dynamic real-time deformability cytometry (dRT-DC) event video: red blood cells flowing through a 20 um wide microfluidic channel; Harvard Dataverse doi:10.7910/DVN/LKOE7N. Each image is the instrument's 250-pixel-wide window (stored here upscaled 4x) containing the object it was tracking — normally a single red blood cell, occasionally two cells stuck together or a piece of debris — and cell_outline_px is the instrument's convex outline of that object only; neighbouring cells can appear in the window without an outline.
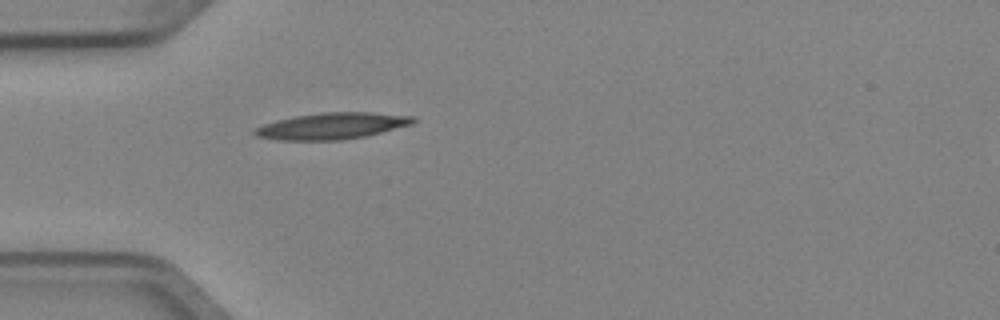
{"species": "Egyptian fruit bat (a non-hibernating species)", "species_latin": "Rousettus aegyptiacus", "temperature_condition": "cold", "stored_images_in_passage": 3, "camera_frame_rate_fps": 3000, "um_per_image_px": 0.085, "animal": {"sex": "female"}, "frame": {"image": 1, "passage_image": 3, "time_ms": 0.667, "image_size_px": [1000, 320], "cell_outline_px": [[416, 120], [412, 124], [364, 136], [340, 140], [276, 140], [256, 136], [252, 132], [256, 128], [264, 124], [276, 120], [296, 116], [320, 112], [372, 112], [416, 116]], "centroid_in_image_um": [28.21, 10.7], "position_along_channel_um": 56.8, "area_um2": 24.33}}